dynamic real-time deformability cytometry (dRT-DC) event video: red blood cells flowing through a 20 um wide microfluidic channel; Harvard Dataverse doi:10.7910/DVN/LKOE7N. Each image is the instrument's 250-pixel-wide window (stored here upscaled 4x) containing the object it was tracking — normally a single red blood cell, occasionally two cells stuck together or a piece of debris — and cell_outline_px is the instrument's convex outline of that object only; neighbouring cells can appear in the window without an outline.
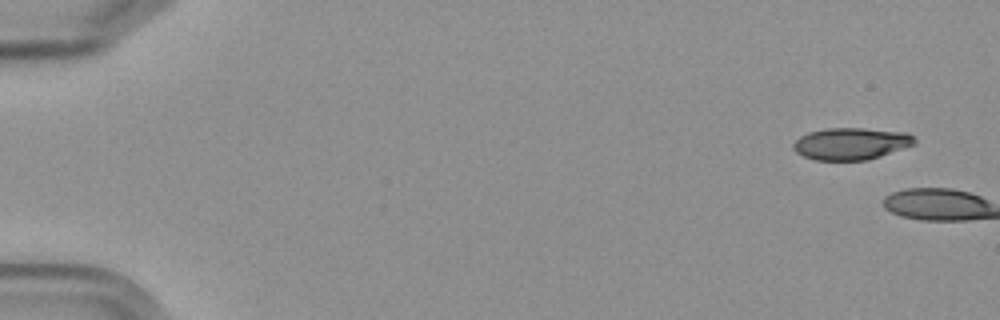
{"species": "Egyptian fruit bat (a non-hibernating species)", "species_latin": "Rousettus aegyptiacus", "temperature_condition": "cold", "stored_images_in_passage": 2, "camera_frame_rate_fps": 3000, "um_per_image_px": 0.085, "frame": {"image": 1, "passage_image": 1, "time_ms": 0.0, "image_size_px": [1000, 320], "cell_outline_px": [[916, 144], [868, 160], [816, 160], [804, 156], [796, 152], [792, 148], [792, 144], [800, 136], [808, 132], [828, 128], [864, 128], [908, 132], [916, 140]], "centroid_in_image_um": [72.34, 12.2], "position_along_channel_um": 12.7, "area_um2": 22.66}}